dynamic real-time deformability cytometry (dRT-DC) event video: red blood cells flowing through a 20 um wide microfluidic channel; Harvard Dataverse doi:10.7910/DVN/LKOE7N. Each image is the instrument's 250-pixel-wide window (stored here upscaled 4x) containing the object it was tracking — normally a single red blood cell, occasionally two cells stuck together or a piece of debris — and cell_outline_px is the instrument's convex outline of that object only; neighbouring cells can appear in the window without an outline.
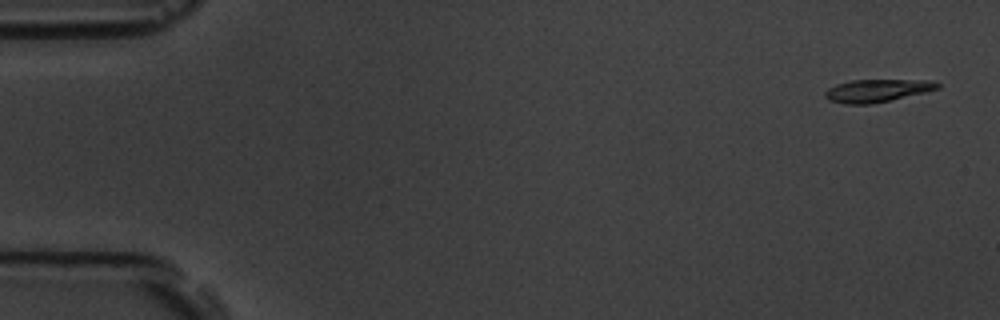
{"species": "common noctule bat (a hibernating species)", "species_latin": "Nyctalus noctula", "temperature_condition": "room temperature", "stored_images_in_passage": 5, "camera_frame_rate_fps": 3000, "um_per_image_px": 0.085, "animal": {"sex": "male", "body_mass_g": 19.5, "forearm_length_mm": 54.6}, "frame": {"image": 1, "passage_image": 1, "time_ms": 0.0, "image_size_px": [1000, 320], "cell_outline_px": [[940, 88], [924, 92], [872, 104], [844, 104], [828, 100], [824, 96], [824, 92], [828, 88], [836, 84], [852, 80], [932, 80], [940, 84]], "centroid_in_image_um": [74.52, 7.7], "position_along_channel_um": 10.5, "area_um2": 14.85}}